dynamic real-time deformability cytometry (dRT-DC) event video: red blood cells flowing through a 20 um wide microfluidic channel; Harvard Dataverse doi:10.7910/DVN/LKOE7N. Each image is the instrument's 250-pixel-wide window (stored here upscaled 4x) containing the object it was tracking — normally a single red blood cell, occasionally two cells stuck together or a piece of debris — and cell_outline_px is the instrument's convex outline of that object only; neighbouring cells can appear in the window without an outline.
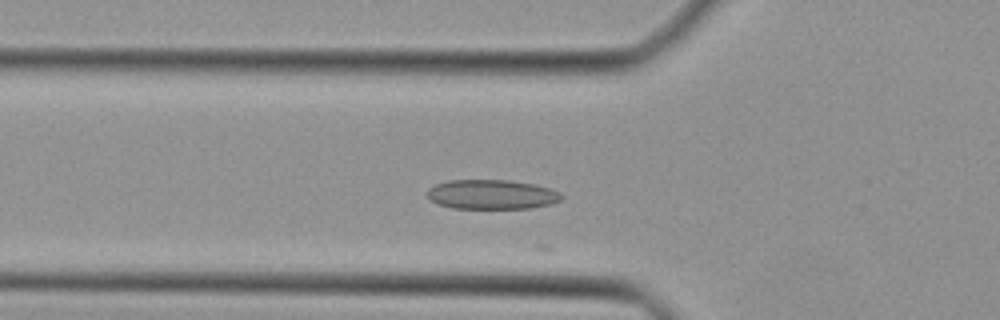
{"species": "Egyptian fruit bat (a non-hibernating species)", "species_latin": "Rousettus aegyptiacus", "temperature_condition": "cold", "stored_images_in_passage": 13, "camera_frame_rate_fps": 3000, "um_per_image_px": 0.085, "animal": {"sex": "female"}, "frame": {"image": 1, "passage_image": 8, "time_ms": 2.333, "image_size_px": [1000, 320], "cell_outline_px": [[564, 196], [560, 200], [548, 204], [528, 208], [452, 208], [436, 204], [428, 196], [428, 188], [436, 184], [448, 180], [508, 180], [532, 184], [552, 188], [560, 192]], "centroid_in_image_um": [41.79, 16.52], "position_along_channel_um": 84.0, "area_um2": 23.0}}
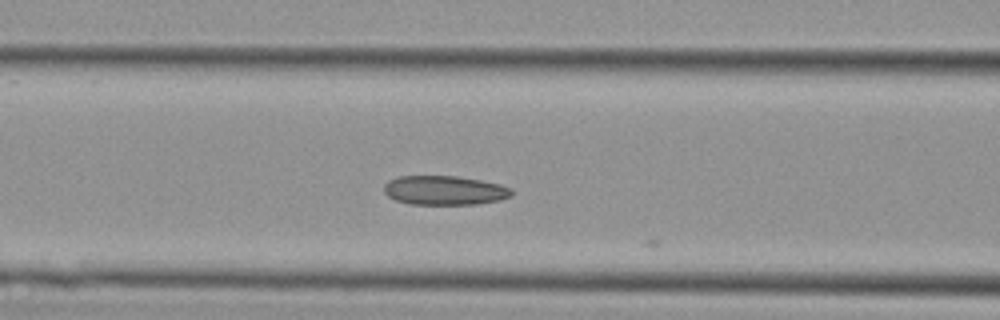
{"frame": {"image": 2, "passage_image": 11, "time_ms": 3.333, "image_size_px": [1000, 320], "cell_outline_px": [[512, 196], [500, 200], [476, 204], [408, 204], [396, 200], [388, 196], [384, 192], [384, 184], [388, 180], [400, 176], [456, 176], [480, 180], [500, 184], [512, 188]], "centroid_in_image_um": [37.78, 16.18], "position_along_channel_um": 128.8, "area_um2": 21.79}}